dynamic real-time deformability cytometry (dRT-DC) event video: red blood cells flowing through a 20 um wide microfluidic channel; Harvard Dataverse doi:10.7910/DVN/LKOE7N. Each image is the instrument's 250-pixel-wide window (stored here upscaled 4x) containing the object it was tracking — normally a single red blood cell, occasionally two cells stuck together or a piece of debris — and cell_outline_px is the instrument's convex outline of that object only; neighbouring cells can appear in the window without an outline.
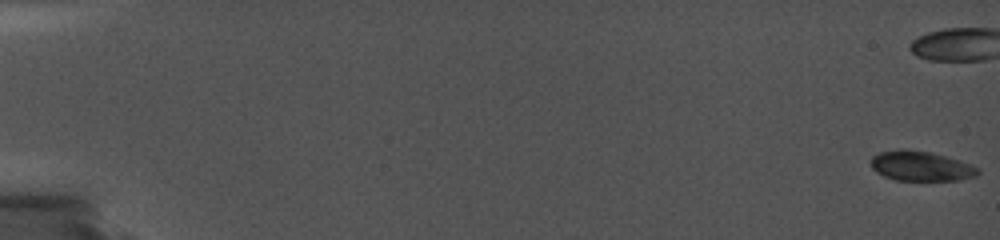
{"species": "common noctule bat (a hibernating species)", "species_latin": "Nyctalus noctula", "temperature_condition": "cold", "stored_images_in_passage": 35, "camera_frame_rate_fps": 5000, "um_per_image_px": 0.085, "animal": {"sex": "female", "body_mass_g": 19.0, "forearm_length_mm": 56.7}, "frame": {"image": 1, "passage_image": 1, "time_ms": 0.0, "image_size_px": [1000, 240], "cell_outline_px": [[980, 172], [976, 176], [960, 180], [896, 180], [884, 176], [876, 172], [872, 168], [872, 156], [880, 152], [932, 152], [960, 160], [980, 168]], "centroid_in_image_um": [78.36, 14.16], "position_along_channel_um": 6.6, "area_um2": 17.98}}